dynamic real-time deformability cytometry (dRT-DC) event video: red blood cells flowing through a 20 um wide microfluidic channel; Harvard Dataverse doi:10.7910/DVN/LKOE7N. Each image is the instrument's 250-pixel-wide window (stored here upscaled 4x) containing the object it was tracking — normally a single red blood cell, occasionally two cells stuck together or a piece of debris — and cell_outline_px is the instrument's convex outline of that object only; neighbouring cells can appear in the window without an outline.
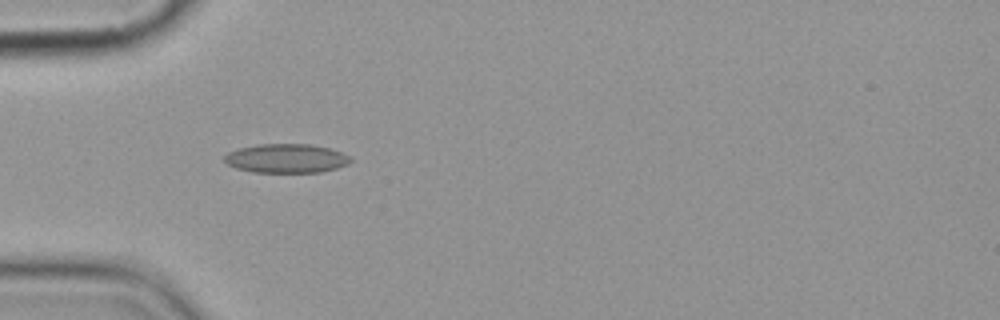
{"species": "common noctule bat (a hibernating species)", "species_latin": "Nyctalus noctula", "temperature_condition": "cold", "stored_images_in_passage": 5, "camera_frame_rate_fps": 3000, "um_per_image_px": 0.085, "animal": {"sex": "female", "body_mass_g": 19.9}, "frame": {"image": 1, "passage_image": 4, "time_ms": 3.667, "image_size_px": [1000, 320], "cell_outline_px": [[352, 160], [348, 164], [336, 168], [320, 172], [252, 172], [236, 168], [228, 164], [224, 160], [224, 156], [228, 152], [240, 148], [260, 144], [308, 144], [328, 148], [340, 152], [348, 156]], "centroid_in_image_um": [24.31, 13.47], "position_along_channel_um": 60.7, "area_um2": 21.1}}
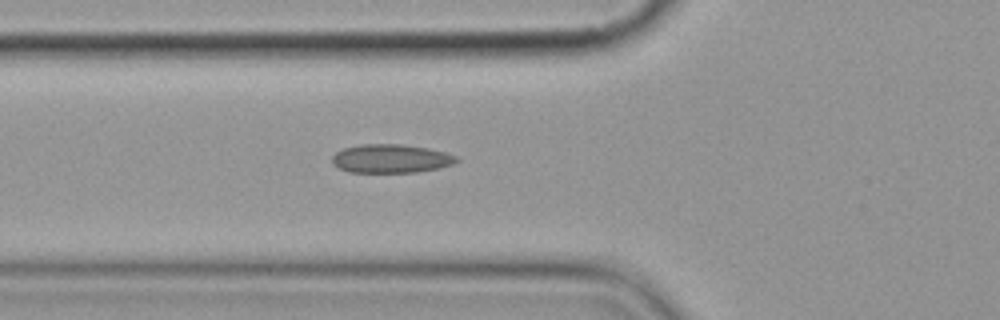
{"frame": {"image": 2, "passage_image": 5, "time_ms": 4.667, "image_size_px": [1000, 320], "cell_outline_px": [[460, 160], [452, 164], [436, 168], [416, 172], [348, 172], [332, 164], [332, 156], [336, 152], [344, 148], [360, 144], [400, 144], [428, 148], [444, 152], [456, 156]], "centroid_in_image_um": [33.2, 13.47], "position_along_channel_um": 92.6, "area_um2": 20.63}}